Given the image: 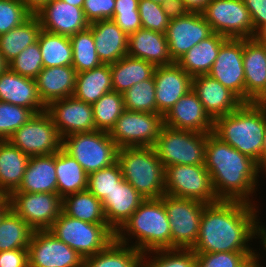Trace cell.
Instances as JSON below:
<instances>
[{
	"mask_svg": "<svg viewBox=\"0 0 266 267\" xmlns=\"http://www.w3.org/2000/svg\"><path fill=\"white\" fill-rule=\"evenodd\" d=\"M259 205L219 200L206 204L202 212L195 253L254 252L248 244L260 237ZM259 219V220H258Z\"/></svg>",
	"mask_w": 266,
	"mask_h": 267,
	"instance_id": "obj_1",
	"label": "cell"
},
{
	"mask_svg": "<svg viewBox=\"0 0 266 267\" xmlns=\"http://www.w3.org/2000/svg\"><path fill=\"white\" fill-rule=\"evenodd\" d=\"M253 252L196 253L197 267H240Z\"/></svg>",
	"mask_w": 266,
	"mask_h": 267,
	"instance_id": "obj_49",
	"label": "cell"
},
{
	"mask_svg": "<svg viewBox=\"0 0 266 267\" xmlns=\"http://www.w3.org/2000/svg\"><path fill=\"white\" fill-rule=\"evenodd\" d=\"M139 267H197L196 253L181 248L153 250L142 254Z\"/></svg>",
	"mask_w": 266,
	"mask_h": 267,
	"instance_id": "obj_42",
	"label": "cell"
},
{
	"mask_svg": "<svg viewBox=\"0 0 266 267\" xmlns=\"http://www.w3.org/2000/svg\"><path fill=\"white\" fill-rule=\"evenodd\" d=\"M123 179L120 164L116 161L108 167L90 173L88 175L87 190L102 201Z\"/></svg>",
	"mask_w": 266,
	"mask_h": 267,
	"instance_id": "obj_45",
	"label": "cell"
},
{
	"mask_svg": "<svg viewBox=\"0 0 266 267\" xmlns=\"http://www.w3.org/2000/svg\"><path fill=\"white\" fill-rule=\"evenodd\" d=\"M258 253L259 252L254 251L252 254L248 255L241 263L240 267H263L259 260L260 258L264 257H262V255L260 256V253L259 254Z\"/></svg>",
	"mask_w": 266,
	"mask_h": 267,
	"instance_id": "obj_57",
	"label": "cell"
},
{
	"mask_svg": "<svg viewBox=\"0 0 266 267\" xmlns=\"http://www.w3.org/2000/svg\"><path fill=\"white\" fill-rule=\"evenodd\" d=\"M155 66L140 58L125 56L110 64L112 89L124 93L136 83L153 76Z\"/></svg>",
	"mask_w": 266,
	"mask_h": 267,
	"instance_id": "obj_32",
	"label": "cell"
},
{
	"mask_svg": "<svg viewBox=\"0 0 266 267\" xmlns=\"http://www.w3.org/2000/svg\"><path fill=\"white\" fill-rule=\"evenodd\" d=\"M8 67L21 76L35 79L43 69L38 41L20 52V54L8 64Z\"/></svg>",
	"mask_w": 266,
	"mask_h": 267,
	"instance_id": "obj_47",
	"label": "cell"
},
{
	"mask_svg": "<svg viewBox=\"0 0 266 267\" xmlns=\"http://www.w3.org/2000/svg\"><path fill=\"white\" fill-rule=\"evenodd\" d=\"M35 15L43 30L68 37L90 26L82 7L72 6L62 0H51Z\"/></svg>",
	"mask_w": 266,
	"mask_h": 267,
	"instance_id": "obj_22",
	"label": "cell"
},
{
	"mask_svg": "<svg viewBox=\"0 0 266 267\" xmlns=\"http://www.w3.org/2000/svg\"><path fill=\"white\" fill-rule=\"evenodd\" d=\"M208 75L234 92L245 103L243 39L228 38L221 45Z\"/></svg>",
	"mask_w": 266,
	"mask_h": 267,
	"instance_id": "obj_17",
	"label": "cell"
},
{
	"mask_svg": "<svg viewBox=\"0 0 266 267\" xmlns=\"http://www.w3.org/2000/svg\"><path fill=\"white\" fill-rule=\"evenodd\" d=\"M29 267H83L84 259L49 229L34 230L28 245Z\"/></svg>",
	"mask_w": 266,
	"mask_h": 267,
	"instance_id": "obj_16",
	"label": "cell"
},
{
	"mask_svg": "<svg viewBox=\"0 0 266 267\" xmlns=\"http://www.w3.org/2000/svg\"><path fill=\"white\" fill-rule=\"evenodd\" d=\"M142 254L114 239L101 252L85 258L83 267H139Z\"/></svg>",
	"mask_w": 266,
	"mask_h": 267,
	"instance_id": "obj_36",
	"label": "cell"
},
{
	"mask_svg": "<svg viewBox=\"0 0 266 267\" xmlns=\"http://www.w3.org/2000/svg\"><path fill=\"white\" fill-rule=\"evenodd\" d=\"M145 200L131 184L120 181L102 200L108 226L116 233Z\"/></svg>",
	"mask_w": 266,
	"mask_h": 267,
	"instance_id": "obj_25",
	"label": "cell"
},
{
	"mask_svg": "<svg viewBox=\"0 0 266 267\" xmlns=\"http://www.w3.org/2000/svg\"><path fill=\"white\" fill-rule=\"evenodd\" d=\"M8 67L7 63L4 61L2 54L0 53V73Z\"/></svg>",
	"mask_w": 266,
	"mask_h": 267,
	"instance_id": "obj_64",
	"label": "cell"
},
{
	"mask_svg": "<svg viewBox=\"0 0 266 267\" xmlns=\"http://www.w3.org/2000/svg\"><path fill=\"white\" fill-rule=\"evenodd\" d=\"M57 193L66 195L87 190L88 174L82 166L62 148L55 153Z\"/></svg>",
	"mask_w": 266,
	"mask_h": 267,
	"instance_id": "obj_34",
	"label": "cell"
},
{
	"mask_svg": "<svg viewBox=\"0 0 266 267\" xmlns=\"http://www.w3.org/2000/svg\"><path fill=\"white\" fill-rule=\"evenodd\" d=\"M82 8L89 23L97 20L112 19L115 0H84Z\"/></svg>",
	"mask_w": 266,
	"mask_h": 267,
	"instance_id": "obj_50",
	"label": "cell"
},
{
	"mask_svg": "<svg viewBox=\"0 0 266 267\" xmlns=\"http://www.w3.org/2000/svg\"><path fill=\"white\" fill-rule=\"evenodd\" d=\"M227 39L221 34L213 32L182 55L176 63L191 77L207 75L218 56L221 45Z\"/></svg>",
	"mask_w": 266,
	"mask_h": 267,
	"instance_id": "obj_30",
	"label": "cell"
},
{
	"mask_svg": "<svg viewBox=\"0 0 266 267\" xmlns=\"http://www.w3.org/2000/svg\"><path fill=\"white\" fill-rule=\"evenodd\" d=\"M76 70L71 66L43 67L35 78L39 96L47 106L51 101L73 96Z\"/></svg>",
	"mask_w": 266,
	"mask_h": 267,
	"instance_id": "obj_28",
	"label": "cell"
},
{
	"mask_svg": "<svg viewBox=\"0 0 266 267\" xmlns=\"http://www.w3.org/2000/svg\"><path fill=\"white\" fill-rule=\"evenodd\" d=\"M122 176L145 199L165 194V167L154 147H123L117 152Z\"/></svg>",
	"mask_w": 266,
	"mask_h": 267,
	"instance_id": "obj_5",
	"label": "cell"
},
{
	"mask_svg": "<svg viewBox=\"0 0 266 267\" xmlns=\"http://www.w3.org/2000/svg\"><path fill=\"white\" fill-rule=\"evenodd\" d=\"M112 20L127 36L142 28L139 13L113 14Z\"/></svg>",
	"mask_w": 266,
	"mask_h": 267,
	"instance_id": "obj_53",
	"label": "cell"
},
{
	"mask_svg": "<svg viewBox=\"0 0 266 267\" xmlns=\"http://www.w3.org/2000/svg\"><path fill=\"white\" fill-rule=\"evenodd\" d=\"M31 15L20 0H0V35L21 25Z\"/></svg>",
	"mask_w": 266,
	"mask_h": 267,
	"instance_id": "obj_48",
	"label": "cell"
},
{
	"mask_svg": "<svg viewBox=\"0 0 266 267\" xmlns=\"http://www.w3.org/2000/svg\"><path fill=\"white\" fill-rule=\"evenodd\" d=\"M127 55L143 59L155 67L175 63L169 53L166 34L143 28L128 36Z\"/></svg>",
	"mask_w": 266,
	"mask_h": 267,
	"instance_id": "obj_27",
	"label": "cell"
},
{
	"mask_svg": "<svg viewBox=\"0 0 266 267\" xmlns=\"http://www.w3.org/2000/svg\"><path fill=\"white\" fill-rule=\"evenodd\" d=\"M0 101L31 109L35 114L46 111L35 79L21 76L9 67L0 73Z\"/></svg>",
	"mask_w": 266,
	"mask_h": 267,
	"instance_id": "obj_24",
	"label": "cell"
},
{
	"mask_svg": "<svg viewBox=\"0 0 266 267\" xmlns=\"http://www.w3.org/2000/svg\"><path fill=\"white\" fill-rule=\"evenodd\" d=\"M169 224L162 198H148L115 233V239L141 253L169 249L171 248ZM132 239L135 241L133 242Z\"/></svg>",
	"mask_w": 266,
	"mask_h": 267,
	"instance_id": "obj_4",
	"label": "cell"
},
{
	"mask_svg": "<svg viewBox=\"0 0 266 267\" xmlns=\"http://www.w3.org/2000/svg\"><path fill=\"white\" fill-rule=\"evenodd\" d=\"M139 0H115V9L113 14L139 13Z\"/></svg>",
	"mask_w": 266,
	"mask_h": 267,
	"instance_id": "obj_55",
	"label": "cell"
},
{
	"mask_svg": "<svg viewBox=\"0 0 266 267\" xmlns=\"http://www.w3.org/2000/svg\"><path fill=\"white\" fill-rule=\"evenodd\" d=\"M72 44V67L77 73L103 64L96 52L92 31L87 28L69 37Z\"/></svg>",
	"mask_w": 266,
	"mask_h": 267,
	"instance_id": "obj_40",
	"label": "cell"
},
{
	"mask_svg": "<svg viewBox=\"0 0 266 267\" xmlns=\"http://www.w3.org/2000/svg\"><path fill=\"white\" fill-rule=\"evenodd\" d=\"M171 229V248L192 249L197 241L206 203L164 194L161 196Z\"/></svg>",
	"mask_w": 266,
	"mask_h": 267,
	"instance_id": "obj_9",
	"label": "cell"
},
{
	"mask_svg": "<svg viewBox=\"0 0 266 267\" xmlns=\"http://www.w3.org/2000/svg\"><path fill=\"white\" fill-rule=\"evenodd\" d=\"M96 52L103 64L115 63L127 56L128 36L112 19L97 20L90 23Z\"/></svg>",
	"mask_w": 266,
	"mask_h": 267,
	"instance_id": "obj_26",
	"label": "cell"
},
{
	"mask_svg": "<svg viewBox=\"0 0 266 267\" xmlns=\"http://www.w3.org/2000/svg\"><path fill=\"white\" fill-rule=\"evenodd\" d=\"M62 149L89 175L117 161L118 147L108 132H77L62 138Z\"/></svg>",
	"mask_w": 266,
	"mask_h": 267,
	"instance_id": "obj_7",
	"label": "cell"
},
{
	"mask_svg": "<svg viewBox=\"0 0 266 267\" xmlns=\"http://www.w3.org/2000/svg\"><path fill=\"white\" fill-rule=\"evenodd\" d=\"M256 38L263 42V43H266V26L263 27L256 35Z\"/></svg>",
	"mask_w": 266,
	"mask_h": 267,
	"instance_id": "obj_62",
	"label": "cell"
},
{
	"mask_svg": "<svg viewBox=\"0 0 266 267\" xmlns=\"http://www.w3.org/2000/svg\"><path fill=\"white\" fill-rule=\"evenodd\" d=\"M138 11L143 29L165 34L175 9L151 0H139Z\"/></svg>",
	"mask_w": 266,
	"mask_h": 267,
	"instance_id": "obj_44",
	"label": "cell"
},
{
	"mask_svg": "<svg viewBox=\"0 0 266 267\" xmlns=\"http://www.w3.org/2000/svg\"><path fill=\"white\" fill-rule=\"evenodd\" d=\"M55 153L30 156L19 188L14 192L57 193Z\"/></svg>",
	"mask_w": 266,
	"mask_h": 267,
	"instance_id": "obj_29",
	"label": "cell"
},
{
	"mask_svg": "<svg viewBox=\"0 0 266 267\" xmlns=\"http://www.w3.org/2000/svg\"><path fill=\"white\" fill-rule=\"evenodd\" d=\"M152 2L159 3L164 6L173 7L176 10V0H151Z\"/></svg>",
	"mask_w": 266,
	"mask_h": 267,
	"instance_id": "obj_60",
	"label": "cell"
},
{
	"mask_svg": "<svg viewBox=\"0 0 266 267\" xmlns=\"http://www.w3.org/2000/svg\"><path fill=\"white\" fill-rule=\"evenodd\" d=\"M257 239H261L260 244L261 246H263V249L266 252V227L264 226L261 233H260V237Z\"/></svg>",
	"mask_w": 266,
	"mask_h": 267,
	"instance_id": "obj_61",
	"label": "cell"
},
{
	"mask_svg": "<svg viewBox=\"0 0 266 267\" xmlns=\"http://www.w3.org/2000/svg\"><path fill=\"white\" fill-rule=\"evenodd\" d=\"M210 0H176V10L202 12Z\"/></svg>",
	"mask_w": 266,
	"mask_h": 267,
	"instance_id": "obj_54",
	"label": "cell"
},
{
	"mask_svg": "<svg viewBox=\"0 0 266 267\" xmlns=\"http://www.w3.org/2000/svg\"><path fill=\"white\" fill-rule=\"evenodd\" d=\"M153 77L157 114L162 116L192 90V77L176 62L168 66H156Z\"/></svg>",
	"mask_w": 266,
	"mask_h": 267,
	"instance_id": "obj_20",
	"label": "cell"
},
{
	"mask_svg": "<svg viewBox=\"0 0 266 267\" xmlns=\"http://www.w3.org/2000/svg\"><path fill=\"white\" fill-rule=\"evenodd\" d=\"M62 1L76 7H83L84 4V0H62Z\"/></svg>",
	"mask_w": 266,
	"mask_h": 267,
	"instance_id": "obj_63",
	"label": "cell"
},
{
	"mask_svg": "<svg viewBox=\"0 0 266 267\" xmlns=\"http://www.w3.org/2000/svg\"><path fill=\"white\" fill-rule=\"evenodd\" d=\"M49 231L83 259L101 252L115 239V232L107 223H87L63 212Z\"/></svg>",
	"mask_w": 266,
	"mask_h": 267,
	"instance_id": "obj_6",
	"label": "cell"
},
{
	"mask_svg": "<svg viewBox=\"0 0 266 267\" xmlns=\"http://www.w3.org/2000/svg\"><path fill=\"white\" fill-rule=\"evenodd\" d=\"M34 115L31 109L0 101V140H8Z\"/></svg>",
	"mask_w": 266,
	"mask_h": 267,
	"instance_id": "obj_46",
	"label": "cell"
},
{
	"mask_svg": "<svg viewBox=\"0 0 266 267\" xmlns=\"http://www.w3.org/2000/svg\"><path fill=\"white\" fill-rule=\"evenodd\" d=\"M0 267H29L28 249L1 251Z\"/></svg>",
	"mask_w": 266,
	"mask_h": 267,
	"instance_id": "obj_52",
	"label": "cell"
},
{
	"mask_svg": "<svg viewBox=\"0 0 266 267\" xmlns=\"http://www.w3.org/2000/svg\"><path fill=\"white\" fill-rule=\"evenodd\" d=\"M207 133L162 126L154 149L164 167L170 165L205 166Z\"/></svg>",
	"mask_w": 266,
	"mask_h": 267,
	"instance_id": "obj_8",
	"label": "cell"
},
{
	"mask_svg": "<svg viewBox=\"0 0 266 267\" xmlns=\"http://www.w3.org/2000/svg\"><path fill=\"white\" fill-rule=\"evenodd\" d=\"M113 91L110 64L77 73L73 96L87 104H94L104 94Z\"/></svg>",
	"mask_w": 266,
	"mask_h": 267,
	"instance_id": "obj_33",
	"label": "cell"
},
{
	"mask_svg": "<svg viewBox=\"0 0 266 267\" xmlns=\"http://www.w3.org/2000/svg\"><path fill=\"white\" fill-rule=\"evenodd\" d=\"M122 94L125 110L157 113L155 80L153 76L136 83Z\"/></svg>",
	"mask_w": 266,
	"mask_h": 267,
	"instance_id": "obj_43",
	"label": "cell"
},
{
	"mask_svg": "<svg viewBox=\"0 0 266 267\" xmlns=\"http://www.w3.org/2000/svg\"><path fill=\"white\" fill-rule=\"evenodd\" d=\"M41 30L39 19L31 15L21 25L0 35V53L7 65L26 47L37 42Z\"/></svg>",
	"mask_w": 266,
	"mask_h": 267,
	"instance_id": "obj_35",
	"label": "cell"
},
{
	"mask_svg": "<svg viewBox=\"0 0 266 267\" xmlns=\"http://www.w3.org/2000/svg\"><path fill=\"white\" fill-rule=\"evenodd\" d=\"M192 90L213 120L230 114L244 103L234 92L208 74L192 77Z\"/></svg>",
	"mask_w": 266,
	"mask_h": 267,
	"instance_id": "obj_23",
	"label": "cell"
},
{
	"mask_svg": "<svg viewBox=\"0 0 266 267\" xmlns=\"http://www.w3.org/2000/svg\"><path fill=\"white\" fill-rule=\"evenodd\" d=\"M26 9L32 14H37L51 0H20Z\"/></svg>",
	"mask_w": 266,
	"mask_h": 267,
	"instance_id": "obj_56",
	"label": "cell"
},
{
	"mask_svg": "<svg viewBox=\"0 0 266 267\" xmlns=\"http://www.w3.org/2000/svg\"><path fill=\"white\" fill-rule=\"evenodd\" d=\"M9 209H10L9 196L0 194V221Z\"/></svg>",
	"mask_w": 266,
	"mask_h": 267,
	"instance_id": "obj_59",
	"label": "cell"
},
{
	"mask_svg": "<svg viewBox=\"0 0 266 267\" xmlns=\"http://www.w3.org/2000/svg\"><path fill=\"white\" fill-rule=\"evenodd\" d=\"M205 168L211 176L218 200L257 204L252 200L259 186V174L262 172L256 161L241 154L213 132L207 133Z\"/></svg>",
	"mask_w": 266,
	"mask_h": 267,
	"instance_id": "obj_2",
	"label": "cell"
},
{
	"mask_svg": "<svg viewBox=\"0 0 266 267\" xmlns=\"http://www.w3.org/2000/svg\"><path fill=\"white\" fill-rule=\"evenodd\" d=\"M62 212L87 223H107L102 201L88 190L66 195Z\"/></svg>",
	"mask_w": 266,
	"mask_h": 267,
	"instance_id": "obj_37",
	"label": "cell"
},
{
	"mask_svg": "<svg viewBox=\"0 0 266 267\" xmlns=\"http://www.w3.org/2000/svg\"><path fill=\"white\" fill-rule=\"evenodd\" d=\"M43 67L72 65V44L68 36L41 30L37 39Z\"/></svg>",
	"mask_w": 266,
	"mask_h": 267,
	"instance_id": "obj_38",
	"label": "cell"
},
{
	"mask_svg": "<svg viewBox=\"0 0 266 267\" xmlns=\"http://www.w3.org/2000/svg\"><path fill=\"white\" fill-rule=\"evenodd\" d=\"M10 208L33 230L49 229L62 213L63 198L58 193L13 192Z\"/></svg>",
	"mask_w": 266,
	"mask_h": 267,
	"instance_id": "obj_14",
	"label": "cell"
},
{
	"mask_svg": "<svg viewBox=\"0 0 266 267\" xmlns=\"http://www.w3.org/2000/svg\"><path fill=\"white\" fill-rule=\"evenodd\" d=\"M29 159L9 140H0V194L9 196L19 188Z\"/></svg>",
	"mask_w": 266,
	"mask_h": 267,
	"instance_id": "obj_31",
	"label": "cell"
},
{
	"mask_svg": "<svg viewBox=\"0 0 266 267\" xmlns=\"http://www.w3.org/2000/svg\"><path fill=\"white\" fill-rule=\"evenodd\" d=\"M245 103H266V43L243 39Z\"/></svg>",
	"mask_w": 266,
	"mask_h": 267,
	"instance_id": "obj_19",
	"label": "cell"
},
{
	"mask_svg": "<svg viewBox=\"0 0 266 267\" xmlns=\"http://www.w3.org/2000/svg\"><path fill=\"white\" fill-rule=\"evenodd\" d=\"M213 32L231 39L254 38V28L243 0H210L201 12Z\"/></svg>",
	"mask_w": 266,
	"mask_h": 267,
	"instance_id": "obj_12",
	"label": "cell"
},
{
	"mask_svg": "<svg viewBox=\"0 0 266 267\" xmlns=\"http://www.w3.org/2000/svg\"><path fill=\"white\" fill-rule=\"evenodd\" d=\"M46 112L61 138L77 132L96 131L92 105L74 96L51 101L46 106Z\"/></svg>",
	"mask_w": 266,
	"mask_h": 267,
	"instance_id": "obj_18",
	"label": "cell"
},
{
	"mask_svg": "<svg viewBox=\"0 0 266 267\" xmlns=\"http://www.w3.org/2000/svg\"><path fill=\"white\" fill-rule=\"evenodd\" d=\"M213 33L201 12L175 10L166 31L169 53L174 62Z\"/></svg>",
	"mask_w": 266,
	"mask_h": 267,
	"instance_id": "obj_15",
	"label": "cell"
},
{
	"mask_svg": "<svg viewBox=\"0 0 266 267\" xmlns=\"http://www.w3.org/2000/svg\"><path fill=\"white\" fill-rule=\"evenodd\" d=\"M254 28V38L266 26V0H243Z\"/></svg>",
	"mask_w": 266,
	"mask_h": 267,
	"instance_id": "obj_51",
	"label": "cell"
},
{
	"mask_svg": "<svg viewBox=\"0 0 266 267\" xmlns=\"http://www.w3.org/2000/svg\"><path fill=\"white\" fill-rule=\"evenodd\" d=\"M256 163H257L258 168L262 172V174H264L265 172L264 175H266V127H265V137L263 141V148H262L260 157Z\"/></svg>",
	"mask_w": 266,
	"mask_h": 267,
	"instance_id": "obj_58",
	"label": "cell"
},
{
	"mask_svg": "<svg viewBox=\"0 0 266 267\" xmlns=\"http://www.w3.org/2000/svg\"><path fill=\"white\" fill-rule=\"evenodd\" d=\"M266 103H243L214 120L213 133L225 143L258 161L265 137Z\"/></svg>",
	"mask_w": 266,
	"mask_h": 267,
	"instance_id": "obj_3",
	"label": "cell"
},
{
	"mask_svg": "<svg viewBox=\"0 0 266 267\" xmlns=\"http://www.w3.org/2000/svg\"><path fill=\"white\" fill-rule=\"evenodd\" d=\"M163 125L161 114L125 110L109 136L118 148L154 147Z\"/></svg>",
	"mask_w": 266,
	"mask_h": 267,
	"instance_id": "obj_11",
	"label": "cell"
},
{
	"mask_svg": "<svg viewBox=\"0 0 266 267\" xmlns=\"http://www.w3.org/2000/svg\"><path fill=\"white\" fill-rule=\"evenodd\" d=\"M165 193L206 204L219 201L212 186L211 176L205 166L201 165L166 166Z\"/></svg>",
	"mask_w": 266,
	"mask_h": 267,
	"instance_id": "obj_10",
	"label": "cell"
},
{
	"mask_svg": "<svg viewBox=\"0 0 266 267\" xmlns=\"http://www.w3.org/2000/svg\"><path fill=\"white\" fill-rule=\"evenodd\" d=\"M8 140L28 156L50 155L62 148V138L46 111L35 114Z\"/></svg>",
	"mask_w": 266,
	"mask_h": 267,
	"instance_id": "obj_13",
	"label": "cell"
},
{
	"mask_svg": "<svg viewBox=\"0 0 266 267\" xmlns=\"http://www.w3.org/2000/svg\"><path fill=\"white\" fill-rule=\"evenodd\" d=\"M163 123L170 128L201 133H211L214 129V120L193 90L170 108L163 116Z\"/></svg>",
	"mask_w": 266,
	"mask_h": 267,
	"instance_id": "obj_21",
	"label": "cell"
},
{
	"mask_svg": "<svg viewBox=\"0 0 266 267\" xmlns=\"http://www.w3.org/2000/svg\"><path fill=\"white\" fill-rule=\"evenodd\" d=\"M92 111L96 130L109 133L125 111L123 94L116 91L104 94L92 104Z\"/></svg>",
	"mask_w": 266,
	"mask_h": 267,
	"instance_id": "obj_41",
	"label": "cell"
},
{
	"mask_svg": "<svg viewBox=\"0 0 266 267\" xmlns=\"http://www.w3.org/2000/svg\"><path fill=\"white\" fill-rule=\"evenodd\" d=\"M34 230L11 208L0 221V252L28 249Z\"/></svg>",
	"mask_w": 266,
	"mask_h": 267,
	"instance_id": "obj_39",
	"label": "cell"
}]
</instances>
